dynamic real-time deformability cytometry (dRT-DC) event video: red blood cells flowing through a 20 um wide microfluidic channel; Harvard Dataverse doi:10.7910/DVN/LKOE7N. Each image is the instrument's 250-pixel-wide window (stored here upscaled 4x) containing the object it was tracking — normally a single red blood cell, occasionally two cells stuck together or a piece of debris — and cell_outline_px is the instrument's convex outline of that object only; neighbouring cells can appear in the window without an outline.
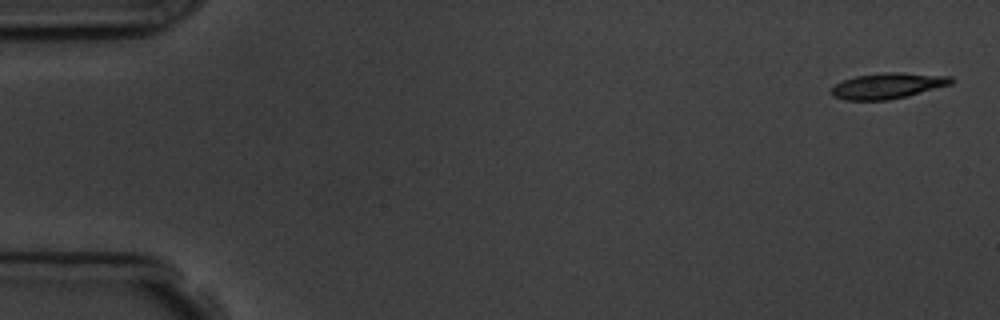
{"species": "common noctule bat (a hibernating species)", "species_latin": "Nyctalus noctula", "temperature_condition": "room temperature", "stored_images_in_passage": 5, "camera_frame_rate_fps": 3000, "um_per_image_px": 0.085, "animal": {"sex": "male", "body_mass_g": 19.5, "forearm_length_mm": 54.6}, "frame": {"image": 1, "passage_image": 1, "time_ms": 0.0, "image_size_px": [1000, 320], "cell_outline_px": [[952, 84], [908, 96], [888, 100], [844, 100], [832, 96], [828, 92], [836, 84], [844, 80], [856, 76], [884, 72], [900, 72], [952, 76]], "centroid_in_image_um": [75.44, 7.29], "position_along_channel_um": 9.6, "area_um2": 18.09}}
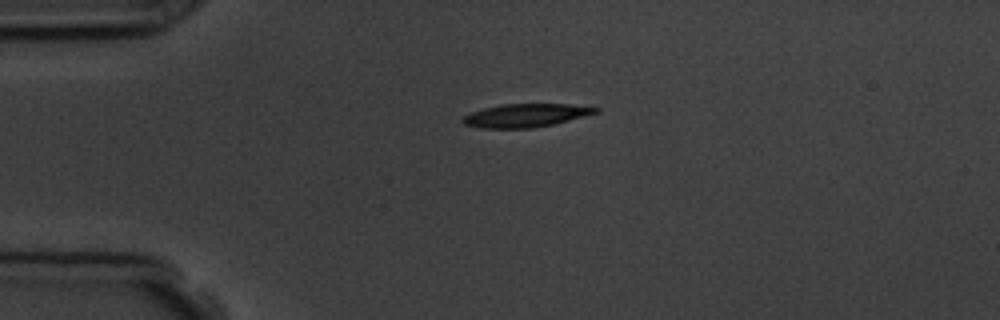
{"frame": {"image": 2, "passage_image": 4, "time_ms": 3.667, "image_size_px": [1000, 320], "cell_outline_px": [[600, 112], [552, 124], [532, 128], [484, 128], [464, 124], [460, 120], [464, 116], [472, 112], [484, 108], [504, 104], [568, 104], [600, 108]], "centroid_in_image_um": [44.68, 9.81], "position_along_channel_um": 40.3, "area_um2": 17.8}}